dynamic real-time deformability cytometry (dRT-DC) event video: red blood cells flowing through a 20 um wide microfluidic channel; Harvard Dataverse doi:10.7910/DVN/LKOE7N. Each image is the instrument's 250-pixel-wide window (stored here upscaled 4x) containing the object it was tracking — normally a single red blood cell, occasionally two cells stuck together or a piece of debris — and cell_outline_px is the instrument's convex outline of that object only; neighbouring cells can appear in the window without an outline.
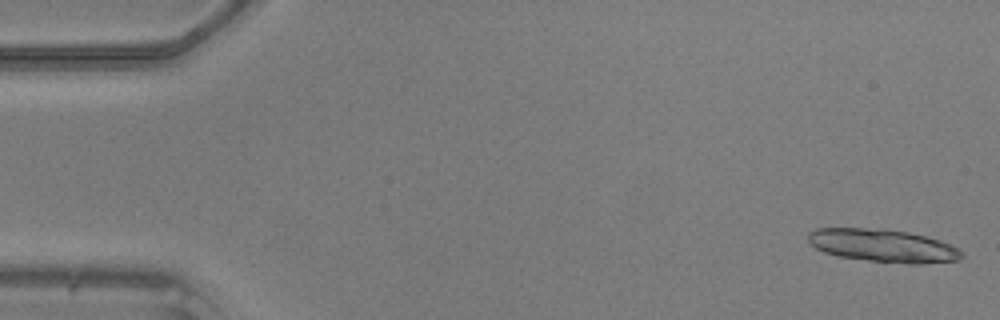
{"species": "common noctule bat (a hibernating species)", "species_latin": "Nyctalus noctula", "temperature_condition": "warm", "stored_images_in_passage": 14, "camera_frame_rate_fps": 3000, "um_per_image_px": 0.085, "animal": {"sex": "male", "body_mass_g": 20.5, "forearm_length_mm": 52.5}, "frame": {"image": 1, "passage_image": 1, "time_ms": 0.0, "image_size_px": [1000, 320], "cell_outline_px": [[964, 256], [960, 260], [920, 264], [912, 264], [868, 260], [836, 256], [824, 252], [816, 248], [808, 240], [808, 232], [816, 228], [884, 228], [908, 232], [940, 240], [960, 248]], "centroid_in_image_um": [75.07, 20.87], "position_along_channel_um": 9.9, "area_um2": 29.65}}